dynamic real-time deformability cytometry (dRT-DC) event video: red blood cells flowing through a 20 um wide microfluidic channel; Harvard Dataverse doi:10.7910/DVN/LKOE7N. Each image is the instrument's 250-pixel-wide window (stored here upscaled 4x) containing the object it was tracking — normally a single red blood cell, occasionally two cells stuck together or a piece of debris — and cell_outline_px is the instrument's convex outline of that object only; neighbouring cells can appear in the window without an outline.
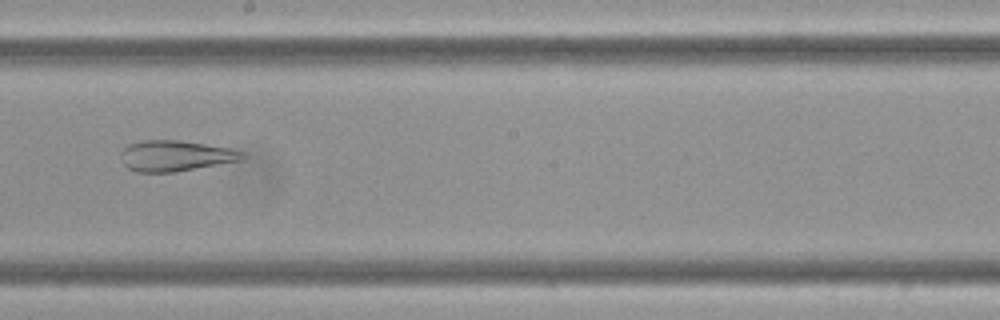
{"species": "Egyptian fruit bat (a non-hibernating species)", "species_latin": "Rousettus aegyptiacus", "temperature_condition": "cold", "stored_images_in_passage": 11, "camera_frame_rate_fps": 3000, "um_per_image_px": 0.085, "frame": {"image": 1, "passage_image": 5, "time_ms": 1.333, "image_size_px": [1000, 320], "cell_outline_px": [[244, 156], [240, 160], [172, 172], [136, 172], [128, 168], [120, 160], [120, 152], [128, 144], [144, 140], [180, 140], [232, 148], [244, 152]], "centroid_in_image_um": [14.86, 13.23], "position_along_channel_um": 233.3, "area_um2": 21.68}}